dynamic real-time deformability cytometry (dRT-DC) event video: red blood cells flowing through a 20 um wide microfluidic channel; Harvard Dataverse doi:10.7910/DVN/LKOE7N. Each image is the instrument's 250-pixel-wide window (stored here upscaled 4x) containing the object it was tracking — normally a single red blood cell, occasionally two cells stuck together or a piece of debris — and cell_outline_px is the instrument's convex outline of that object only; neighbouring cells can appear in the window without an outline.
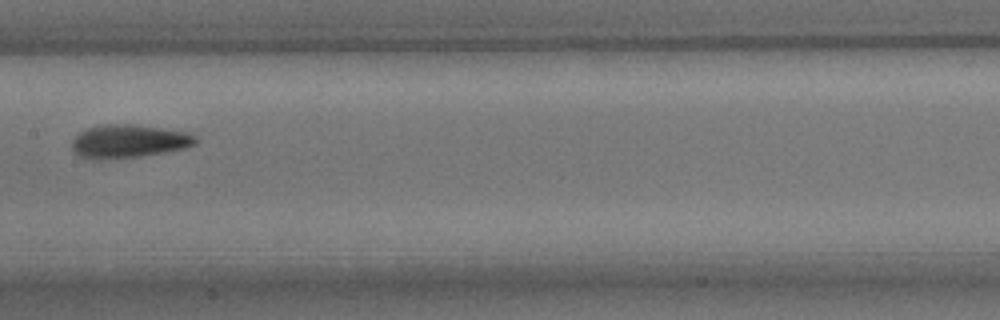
{"species": "common noctule bat (a hibernating species)", "species_latin": "Nyctalus noctula", "temperature_condition": "room temperature", "stored_images_in_passage": 10, "camera_frame_rate_fps": 3000, "um_per_image_px": 0.085, "animal": {"sex": "male", "body_mass_g": 15.6}, "frame": {"image": 1, "passage_image": 7, "time_ms": 8.0, "image_size_px": [1000, 320], "cell_outline_px": [[196, 144], [184, 148], [164, 152], [140, 156], [80, 156], [72, 148], [72, 140], [80, 132], [88, 128], [104, 124], [136, 124], [188, 132], [196, 136]], "centroid_in_image_um": [11.02, 11.94], "position_along_channel_um": 196.4, "area_um2": 23.0}}
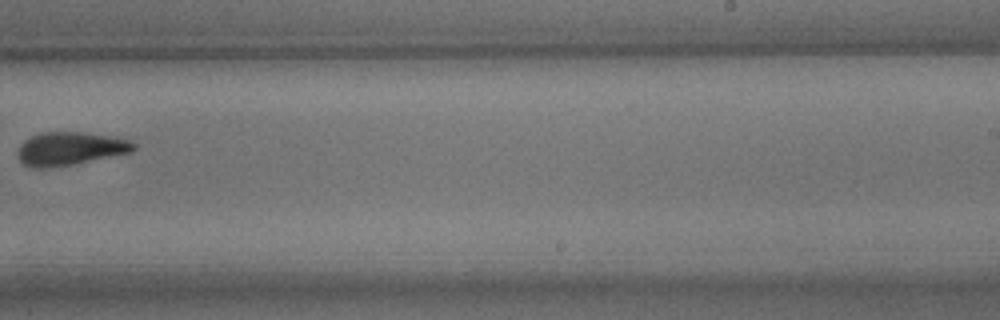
{"frame": {"image": 2, "passage_image": 9, "time_ms": 10.333, "image_size_px": [1000, 320], "cell_outline_px": [[136, 148], [132, 152], [76, 164], [48, 168], [32, 168], [24, 164], [16, 156], [16, 152], [20, 144], [24, 140], [32, 136], [44, 132], [84, 132], [112, 136], [132, 140], [136, 144]], "centroid_in_image_um": [5.97, 12.64], "position_along_channel_um": 283.0, "area_um2": 22.83}}